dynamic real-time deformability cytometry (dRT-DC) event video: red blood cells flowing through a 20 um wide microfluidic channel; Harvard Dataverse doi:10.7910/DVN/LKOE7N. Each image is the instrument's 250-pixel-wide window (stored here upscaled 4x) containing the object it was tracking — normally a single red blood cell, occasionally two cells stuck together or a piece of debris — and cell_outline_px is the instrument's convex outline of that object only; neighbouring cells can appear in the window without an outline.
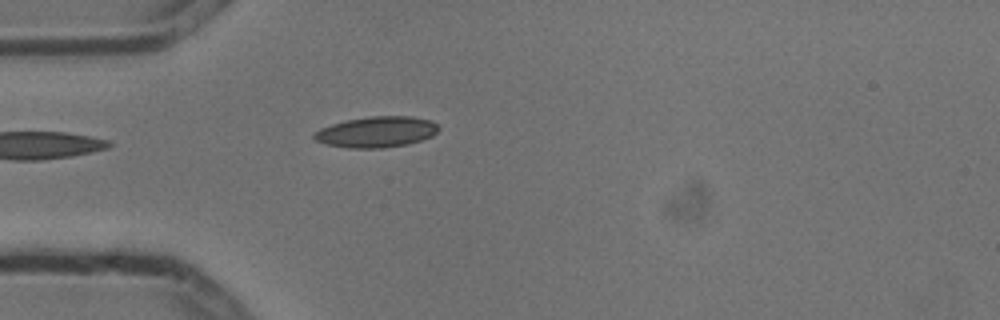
{"species": "common noctule bat (a hibernating species)", "species_latin": "Nyctalus noctula", "temperature_condition": "cold", "stored_images_in_passage": 2, "camera_frame_rate_fps": 3000, "um_per_image_px": 0.085, "animal": {"sex": "male", "body_mass_g": 13.3}, "frame": {"image": 1, "passage_image": 2, "time_ms": 0.333, "image_size_px": [1000, 320], "cell_outline_px": [[440, 128], [432, 136], [408, 144], [380, 148], [348, 148], [328, 144], [316, 140], [312, 136], [312, 132], [320, 128], [332, 124], [348, 120], [372, 116], [412, 116], [432, 120]], "centroid_in_image_um": [32.01, 11.21], "position_along_channel_um": 53.0, "area_um2": 22.31}}